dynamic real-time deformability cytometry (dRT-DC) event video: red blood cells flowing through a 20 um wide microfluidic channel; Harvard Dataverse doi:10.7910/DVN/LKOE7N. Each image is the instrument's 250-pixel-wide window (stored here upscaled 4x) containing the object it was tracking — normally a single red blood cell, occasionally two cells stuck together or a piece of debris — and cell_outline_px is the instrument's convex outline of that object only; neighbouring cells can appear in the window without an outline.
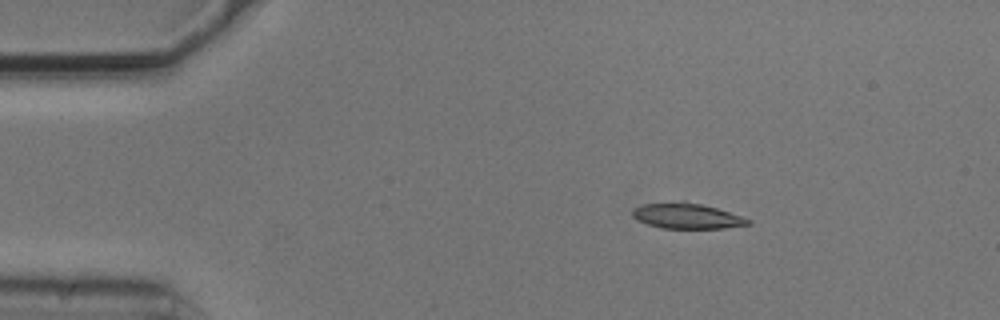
{"species": "common noctule bat (a hibernating species)", "species_latin": "Nyctalus noctula", "temperature_condition": "cold", "stored_images_in_passage": 4, "camera_frame_rate_fps": 3000, "um_per_image_px": 0.085, "animal": {"sex": "male", "body_mass_g": 20.5, "forearm_length_mm": 52.5}, "frame": {"image": 1, "passage_image": 2, "time_ms": 0.333, "image_size_px": [1000, 320], "cell_outline_px": [[752, 224], [724, 228], [660, 228], [648, 224], [632, 216], [632, 208], [640, 204], [680, 200], [684, 200], [716, 208], [752, 220]], "centroid_in_image_um": [58.34, 18.33], "position_along_channel_um": 26.7, "area_um2": 17.28}}